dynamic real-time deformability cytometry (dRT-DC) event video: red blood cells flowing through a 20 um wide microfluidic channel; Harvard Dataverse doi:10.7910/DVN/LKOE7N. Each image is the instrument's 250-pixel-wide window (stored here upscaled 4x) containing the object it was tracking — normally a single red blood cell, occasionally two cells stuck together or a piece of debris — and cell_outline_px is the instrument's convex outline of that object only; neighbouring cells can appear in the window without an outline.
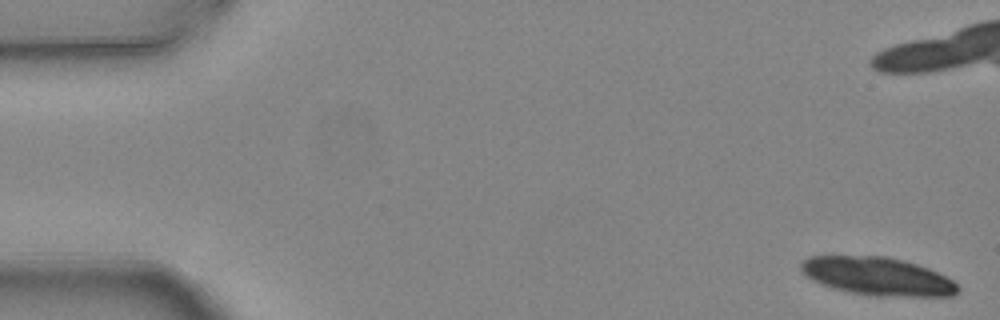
{"species": "common noctule bat (a hibernating species)", "species_latin": "Nyctalus noctula", "temperature_condition": "warm", "stored_images_in_passage": 6, "camera_frame_rate_fps": 3000, "um_per_image_px": 0.085, "animal": {"sex": "female", "body_mass_g": 24.6, "forearm_length_mm": 56.2}, "frame": {"image": 1, "passage_image": 1, "time_ms": 0.0, "image_size_px": [1000, 320], "cell_outline_px": [[960, 292], [952, 296], [872, 296], [848, 292], [832, 288], [820, 284], [812, 280], [800, 268], [800, 264], [808, 256], [884, 256], [904, 260], [928, 268], [952, 280], [960, 288]], "centroid_in_image_um": [74.59, 23.49], "position_along_channel_um": 10.4, "area_um2": 34.85}}